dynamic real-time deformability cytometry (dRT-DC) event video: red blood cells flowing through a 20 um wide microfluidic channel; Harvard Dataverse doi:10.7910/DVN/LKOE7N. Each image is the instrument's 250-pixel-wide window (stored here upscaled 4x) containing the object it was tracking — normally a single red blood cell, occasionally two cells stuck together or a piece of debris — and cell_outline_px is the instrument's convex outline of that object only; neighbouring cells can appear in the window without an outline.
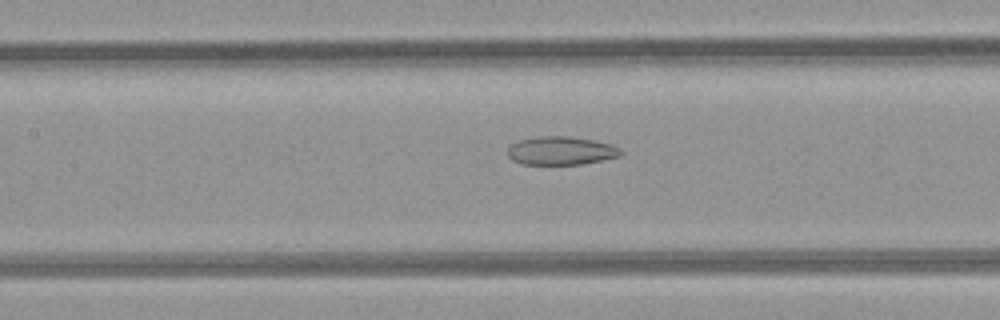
{"species": "common noctule bat (a hibernating species)", "species_latin": "Nyctalus noctula", "temperature_condition": "room temperature", "stored_images_in_passage": 24, "camera_frame_rate_fps": 3000, "um_per_image_px": 0.085, "animal": {"sex": "female", "body_mass_g": 21.9}, "frame": {"image": 1, "passage_image": 8, "time_ms": 2.333, "image_size_px": [1000, 320], "cell_outline_px": [[624, 152], [620, 156], [580, 164], [524, 164], [512, 160], [508, 156], [508, 148], [512, 144], [520, 140], [540, 136], [568, 136], [592, 140], [612, 144], [620, 148]], "centroid_in_image_um": [47.7, 12.81], "position_along_channel_um": 159.7, "area_um2": 18.55}}
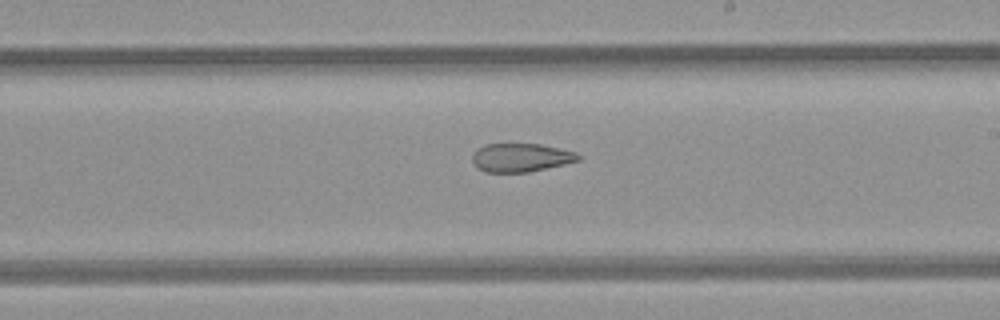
{"frame": {"image": 2, "passage_image": 14, "time_ms": 4.333, "image_size_px": [1000, 320], "cell_outline_px": [[580, 160], [564, 164], [528, 172], [484, 172], [476, 168], [472, 164], [472, 156], [484, 144], [540, 144], [560, 148], [576, 152], [580, 156]], "centroid_in_image_um": [44.26, 13.4], "position_along_channel_um": 244.7, "area_um2": 17.57}}
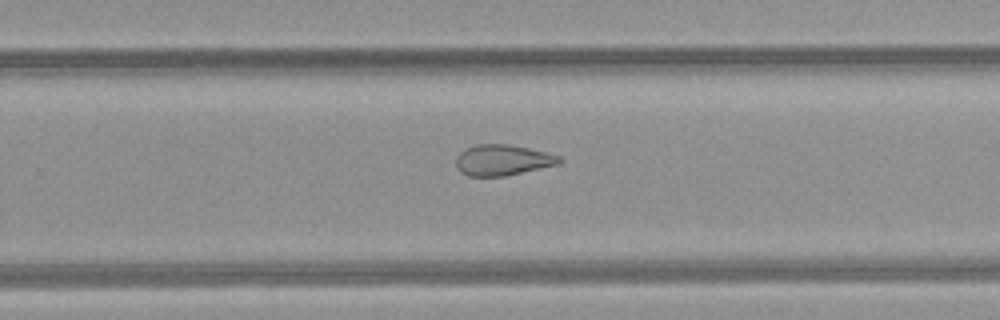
{"frame": {"image": 3, "passage_image": 17, "time_ms": 5.333, "image_size_px": [1000, 320], "cell_outline_px": [[564, 160], [560, 164], [508, 176], [468, 176], [460, 172], [456, 168], [456, 156], [464, 148], [476, 144], [504, 144], [528, 148], [560, 156]], "centroid_in_image_um": [42.71, 13.62], "position_along_channel_um": 287.1, "area_um2": 18.79}}